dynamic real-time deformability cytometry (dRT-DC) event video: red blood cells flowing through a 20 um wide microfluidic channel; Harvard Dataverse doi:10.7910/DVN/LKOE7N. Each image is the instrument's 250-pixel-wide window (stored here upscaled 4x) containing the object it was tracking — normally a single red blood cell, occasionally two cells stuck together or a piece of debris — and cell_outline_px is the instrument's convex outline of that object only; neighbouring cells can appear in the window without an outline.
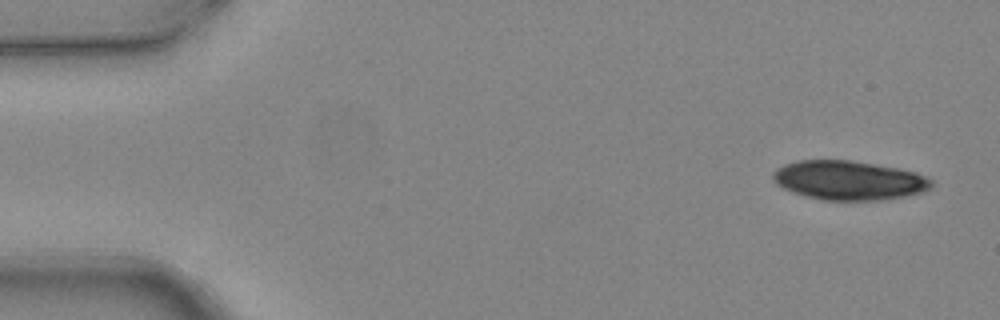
{"species": "common noctule bat (a hibernating species)", "species_latin": "Nyctalus noctula", "temperature_condition": "warm", "stored_images_in_passage": 6, "camera_frame_rate_fps": 3000, "um_per_image_px": 0.085, "animal": {"sex": "female", "body_mass_g": 24.6, "forearm_length_mm": 56.2}, "frame": {"image": 1, "passage_image": 1, "time_ms": 0.0, "image_size_px": [1000, 320], "cell_outline_px": [[932, 188], [924, 192], [908, 196], [880, 200], [824, 200], [792, 192], [776, 184], [772, 180], [772, 172], [776, 168], [784, 164], [796, 160], [848, 160], [876, 164], [900, 168], [916, 172], [932, 180]], "centroid_in_image_um": [72.16, 15.32], "position_along_channel_um": 12.8, "area_um2": 36.47}}
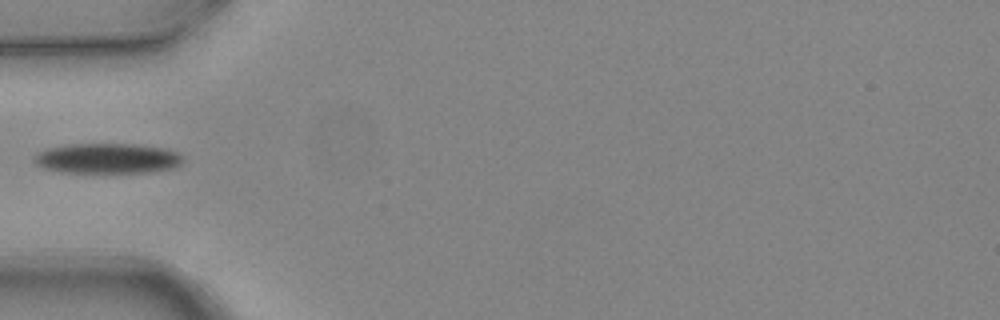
{"frame": {"image": 2, "passage_image": 5, "time_ms": 1.333, "image_size_px": [1000, 320], "cell_outline_px": [[184, 160], [176, 168], [148, 172], [60, 172], [44, 168], [36, 164], [32, 160], [40, 152], [48, 148], [68, 144], [132, 144], [168, 148], [184, 156]], "centroid_in_image_um": [9.18, 13.46], "position_along_channel_um": 75.8, "area_um2": 26.24}}
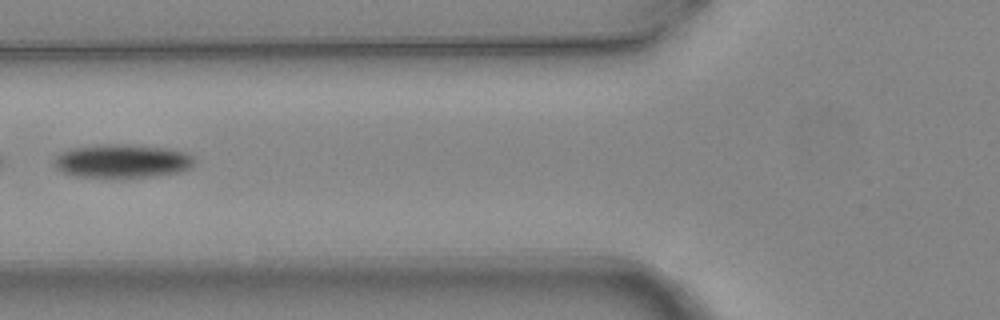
{"frame": {"image": 3, "passage_image": 6, "time_ms": 1.667, "image_size_px": [1000, 320], "cell_outline_px": [[196, 160], [192, 168], [180, 172], [156, 176], [76, 176], [60, 172], [52, 164], [52, 160], [60, 152], [72, 148], [100, 144], [120, 144], [168, 148], [184, 152], [192, 156]], "centroid_in_image_um": [10.37, 13.68], "position_along_channel_um": 115.4, "area_um2": 27.4}}